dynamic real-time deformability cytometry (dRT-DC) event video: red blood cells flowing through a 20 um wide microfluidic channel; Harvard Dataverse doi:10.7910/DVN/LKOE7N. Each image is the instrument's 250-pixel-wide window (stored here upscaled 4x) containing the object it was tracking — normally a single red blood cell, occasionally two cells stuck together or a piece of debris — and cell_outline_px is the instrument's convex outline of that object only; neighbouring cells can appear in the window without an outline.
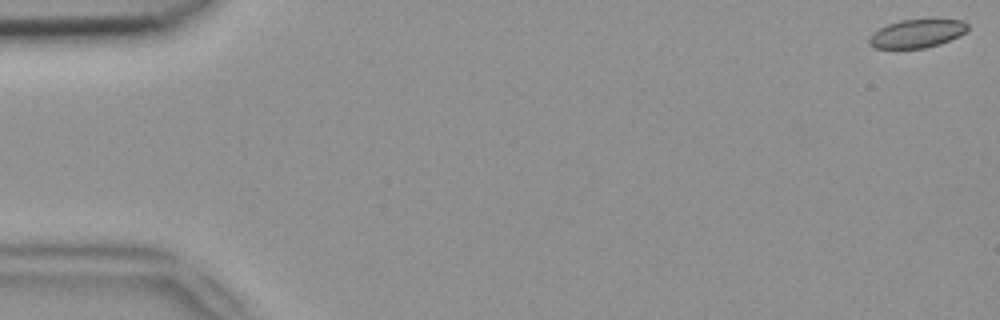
{"species": "common noctule bat (a hibernating species)", "species_latin": "Nyctalus noctula", "temperature_condition": "room temperature", "stored_images_in_passage": 52, "camera_frame_rate_fps": 3000, "um_per_image_px": 0.085, "animal": {"sex": "female", "body_mass_g": 18.4}, "frame": {"image": 1, "passage_image": 1, "time_ms": 0.0, "image_size_px": [1000, 320], "cell_outline_px": [[968, 28], [964, 32], [940, 44], [924, 48], [876, 48], [868, 44], [868, 40], [872, 32], [888, 24], [900, 20], [964, 20], [968, 24]], "centroid_in_image_um": [77.89, 2.85], "position_along_channel_um": 7.1, "area_um2": 16.01}}
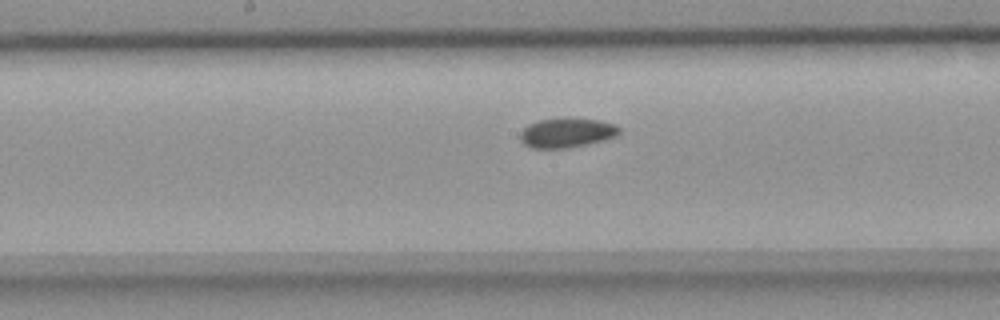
{"frame": {"image": 2, "passage_image": 27, "time_ms": 8.667, "image_size_px": [1000, 320], "cell_outline_px": [[620, 132], [616, 136], [568, 148], [532, 148], [524, 144], [520, 140], [520, 132], [528, 124], [540, 120], [600, 120], [616, 124], [620, 128]], "centroid_in_image_um": [48.15, 11.31], "position_along_channel_um": 200.1, "area_um2": 16.42}}
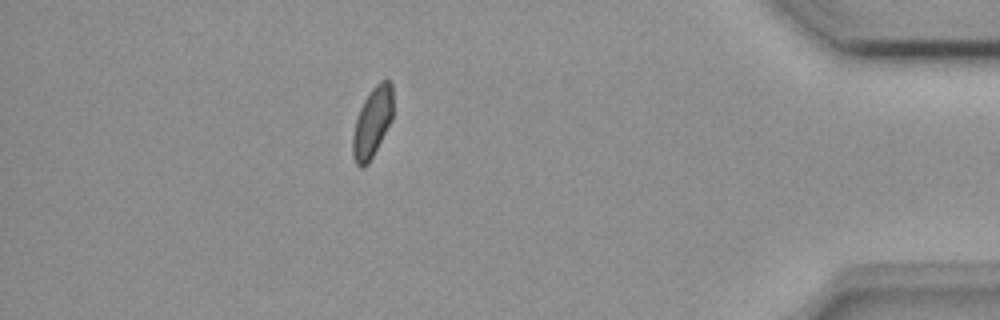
{"frame": {"image": 3, "passage_image": 46, "time_ms": 15.0, "image_size_px": [1000, 320], "cell_outline_px": [[392, 120], [368, 164], [364, 168], [360, 168], [356, 164], [352, 152], [352, 136], [356, 120], [360, 108], [364, 100], [372, 88], [380, 80], [388, 80], [392, 84]], "centroid_in_image_um": [31.64, 10.41], "position_along_channel_um": 403.6, "area_um2": 16.36}, "authors_computed_cell_mechanics": {"area_um2": 17.051, "velocity_mm_per_s": 3.9128, "shape_relaxation_time_tau1_ms": null, "shape_relaxation_time_tau2_ms": 5.6321, "deformation_change_tau1": null, "deformation_change_tau2": 0.0752}}